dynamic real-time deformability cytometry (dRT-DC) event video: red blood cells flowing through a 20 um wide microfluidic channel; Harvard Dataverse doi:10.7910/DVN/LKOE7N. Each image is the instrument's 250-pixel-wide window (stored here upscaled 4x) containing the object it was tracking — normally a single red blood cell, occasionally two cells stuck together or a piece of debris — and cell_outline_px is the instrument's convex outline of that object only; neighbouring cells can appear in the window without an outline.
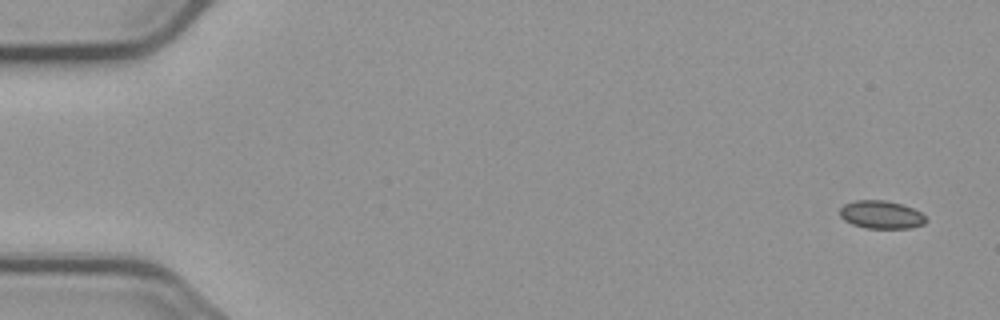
{"species": "common noctule bat (a hibernating species)", "species_latin": "Nyctalus noctula", "temperature_condition": "cold", "stored_images_in_passage": 5, "camera_frame_rate_fps": 3000, "um_per_image_px": 0.085, "animal": {"sex": "male", "body_mass_g": 23.1, "forearm_length_mm": 52.7}, "frame": {"image": 1, "passage_image": 1, "time_ms": 0.0, "image_size_px": [1000, 320], "cell_outline_px": [[928, 220], [924, 224], [912, 228], [864, 228], [852, 224], [844, 220], [840, 216], [840, 208], [844, 204], [856, 200], [884, 200], [900, 204], [912, 208], [920, 212]], "centroid_in_image_um": [74.89, 18.25], "position_along_channel_um": 10.1, "area_um2": 14.05}}
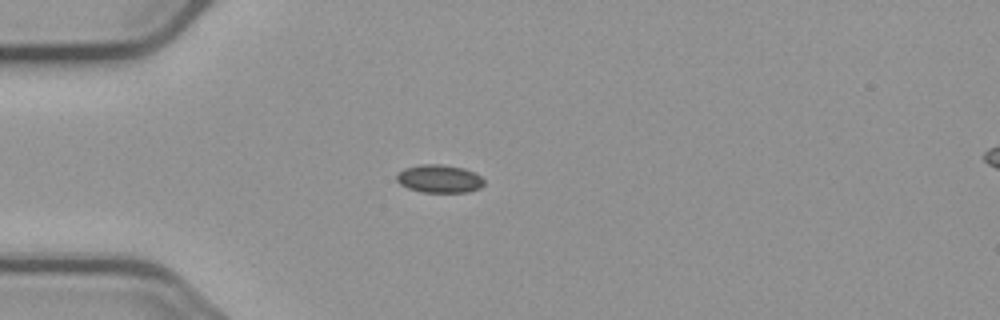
{"frame": {"image": 2, "passage_image": 4, "time_ms": 4.333, "image_size_px": [1000, 320], "cell_outline_px": [[484, 184], [480, 188], [468, 192], [420, 192], [408, 188], [400, 184], [396, 180], [396, 172], [404, 168], [420, 164], [440, 164], [464, 168], [476, 172], [484, 180]], "centroid_in_image_um": [37.33, 15.19], "position_along_channel_um": 47.7, "area_um2": 14.51}}